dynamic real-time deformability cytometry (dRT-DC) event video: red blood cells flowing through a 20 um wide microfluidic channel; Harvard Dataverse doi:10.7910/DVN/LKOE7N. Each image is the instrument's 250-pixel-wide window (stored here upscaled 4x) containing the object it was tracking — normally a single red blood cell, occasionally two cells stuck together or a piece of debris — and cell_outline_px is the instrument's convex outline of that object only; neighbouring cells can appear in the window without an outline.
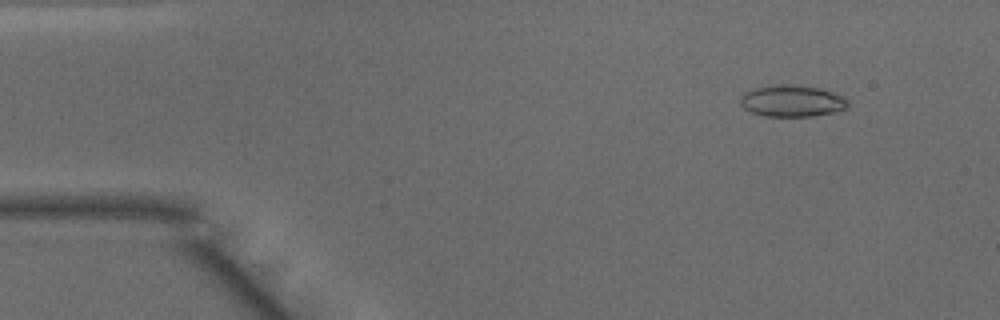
{"species": "common noctule bat (a hibernating species)", "species_latin": "Nyctalus noctula", "temperature_condition": "warm", "stored_images_in_passage": 44, "camera_frame_rate_fps": 3000, "um_per_image_px": 0.085, "animal": {"sex": "male", "body_mass_g": 15.6}, "frame": {"image": 1, "passage_image": 5, "time_ms": 1.333, "image_size_px": [1000, 320], "cell_outline_px": [[848, 108], [832, 112], [812, 116], [764, 116], [752, 112], [744, 108], [740, 104], [740, 96], [744, 92], [756, 88], [772, 84], [792, 84], [820, 88], [832, 92], [848, 100]], "centroid_in_image_um": [67.29, 8.57], "position_along_channel_um": 17.7, "area_um2": 19.83}}
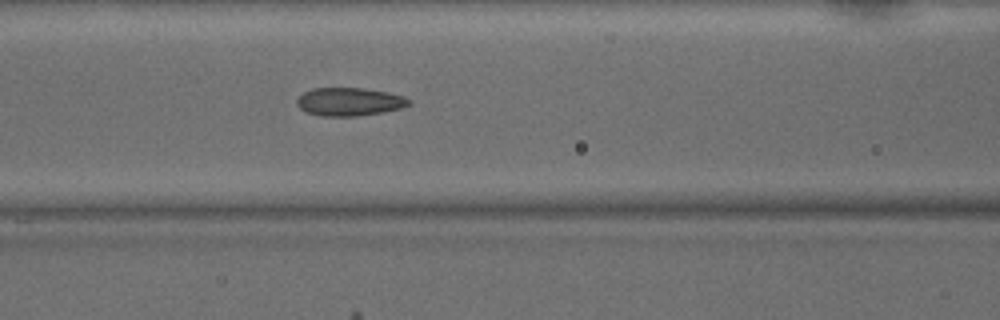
{"frame": {"image": 2, "passage_image": 20, "time_ms": 6.333, "image_size_px": [1000, 320], "cell_outline_px": [[412, 104], [400, 108], [384, 112], [356, 116], [320, 116], [308, 112], [300, 108], [296, 104], [296, 100], [304, 92], [312, 88], [364, 88], [388, 92], [404, 96], [412, 100]], "centroid_in_image_um": [29.73, 8.64], "position_along_channel_um": 136.9, "area_um2": 18.5}}
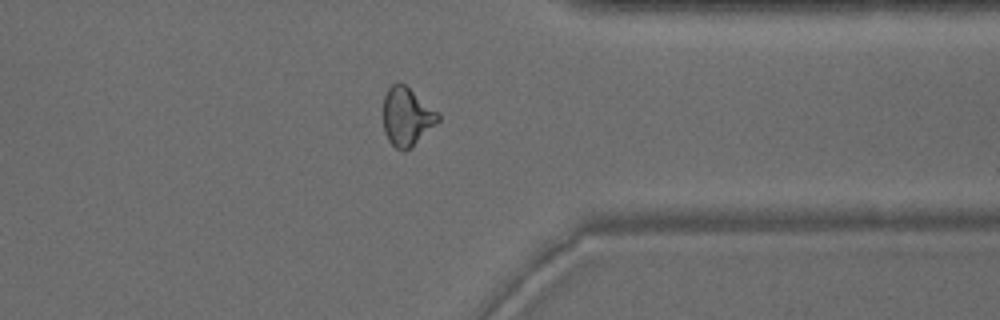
{"frame": {"image": 3, "passage_image": 38, "time_ms": 12.333, "image_size_px": [1000, 320], "cell_outline_px": [[440, 120], [404, 152], [396, 148], [388, 140], [384, 132], [384, 96], [388, 88], [392, 84], [404, 84], [440, 112]], "centroid_in_image_um": [34.58, 9.9], "position_along_channel_um": 376.8, "area_um2": 18.38}, "authors_computed_cell_mechanics": {"area_um2": 18.7272, "velocity_mm_per_s": 4.1145, "shape_relaxation_time_tau1_ms": null, "shape_relaxation_time_tau2_ms": 1.222, "deformation_change_tau1": null, "deformation_change_tau2": 0.0744}}